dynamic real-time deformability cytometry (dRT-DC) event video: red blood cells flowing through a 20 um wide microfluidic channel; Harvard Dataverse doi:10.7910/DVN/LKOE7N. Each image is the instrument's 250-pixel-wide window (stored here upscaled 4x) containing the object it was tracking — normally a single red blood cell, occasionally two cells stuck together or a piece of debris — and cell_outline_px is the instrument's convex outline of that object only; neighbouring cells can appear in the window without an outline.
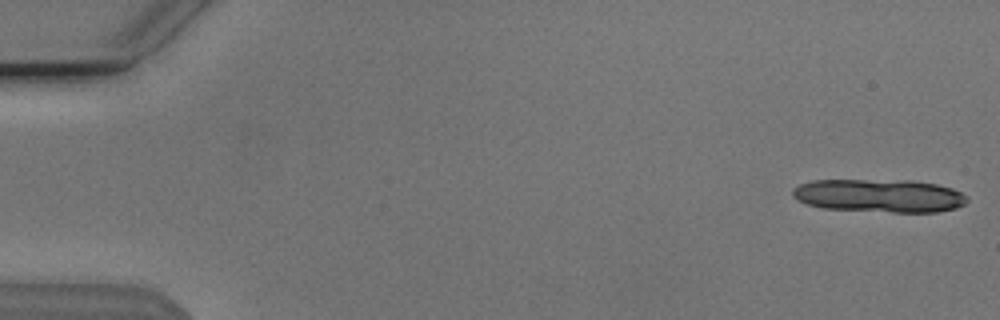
{"species": "Egyptian fruit bat (a non-hibernating species)", "species_latin": "Rousettus aegyptiacus", "temperature_condition": "cold", "stored_images_in_passage": 4, "camera_frame_rate_fps": 3000, "um_per_image_px": 0.085, "animal": {"sex": "male"}, "frame": {"image": 1, "passage_image": 1, "time_ms": 0.0, "image_size_px": [1000, 320], "cell_outline_px": [[968, 200], [964, 204], [956, 208], [936, 212], [892, 212], [824, 208], [808, 204], [796, 200], [792, 196], [792, 188], [800, 184], [812, 180], [912, 180], [936, 184], [952, 188], [968, 196]], "centroid_in_image_um": [74.74, 16.63], "position_along_channel_um": 10.3, "area_um2": 33.87}}